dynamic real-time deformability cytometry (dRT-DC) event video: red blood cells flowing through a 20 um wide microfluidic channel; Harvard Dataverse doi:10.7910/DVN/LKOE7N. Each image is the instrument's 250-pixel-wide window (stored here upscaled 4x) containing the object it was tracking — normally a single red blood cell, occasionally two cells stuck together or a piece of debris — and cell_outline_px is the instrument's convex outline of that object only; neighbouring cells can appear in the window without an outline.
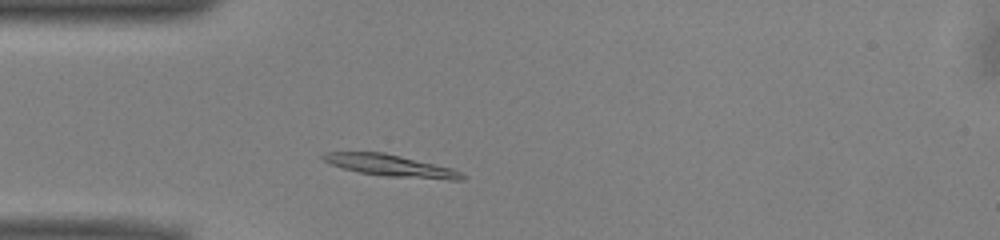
{"species": "common noctule bat (a hibernating species)", "species_latin": "Nyctalus noctula", "temperature_condition": "warm", "stored_images_in_passage": 42, "camera_frame_rate_fps": 3000, "um_per_image_px": 0.085, "animal": {"sex": "male", "body_mass_g": 13.0, "forearm_length_mm": 53.1}, "frame": {"image": 1, "passage_image": 5, "time_ms": 1.333, "image_size_px": [1000, 240], "cell_outline_px": [[468, 176], [464, 180], [448, 180], [384, 176], [360, 172], [344, 168], [332, 164], [324, 160], [320, 156], [328, 152], [384, 152], [452, 168]], "centroid_in_image_um": [33.28, 14.09], "position_along_channel_um": 51.7, "area_um2": 17.51}}
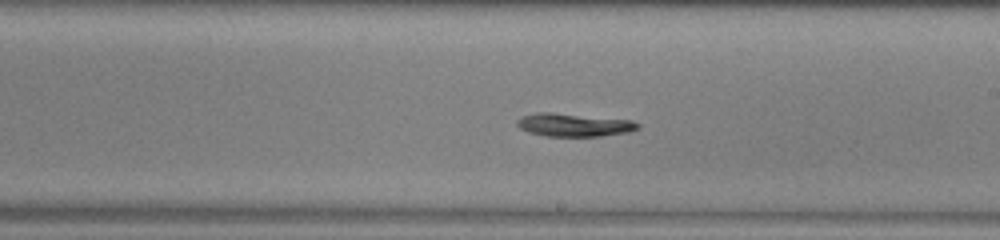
{"frame": {"image": 2, "passage_image": 20, "time_ms": 6.333, "image_size_px": [1000, 240], "cell_outline_px": [[640, 128], [628, 132], [600, 136], [544, 136], [528, 132], [520, 128], [516, 124], [516, 120], [520, 116], [536, 112], [552, 112], [632, 120], [640, 124]], "centroid_in_image_um": [48.75, 10.61], "position_along_channel_um": 240.3, "area_um2": 16.42}}
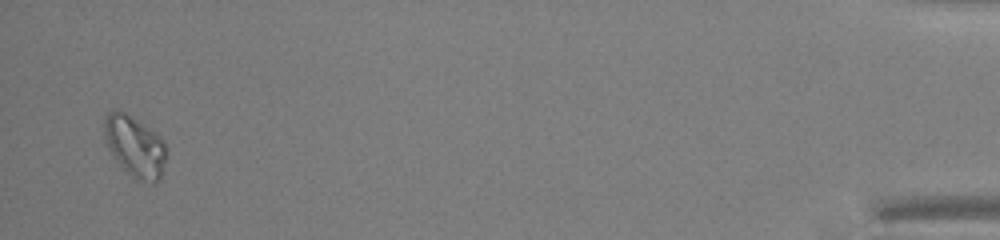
{"frame": {"image": 3, "passage_image": 41, "time_ms": 13.333, "image_size_px": [1000, 240], "cell_outline_px": [[168, 156], [160, 176], [152, 184], [136, 180], [120, 164], [108, 148], [104, 140], [104, 116], [112, 108], [120, 108], [132, 116], [164, 140], [168, 148]], "centroid_in_image_um": [11.47, 12.4], "position_along_channel_um": 423.7, "area_um2": 22.43}, "authors_computed_cell_mechanics": {"area_um2": 16.5308, "velocity_mm_per_s": 3.922, "shape_relaxation_time_tau1_ms": 5.8508, "shape_relaxation_time_tau2_ms": null, "deformation_change_tau1": 0.1532, "deformation_change_tau2": null}}